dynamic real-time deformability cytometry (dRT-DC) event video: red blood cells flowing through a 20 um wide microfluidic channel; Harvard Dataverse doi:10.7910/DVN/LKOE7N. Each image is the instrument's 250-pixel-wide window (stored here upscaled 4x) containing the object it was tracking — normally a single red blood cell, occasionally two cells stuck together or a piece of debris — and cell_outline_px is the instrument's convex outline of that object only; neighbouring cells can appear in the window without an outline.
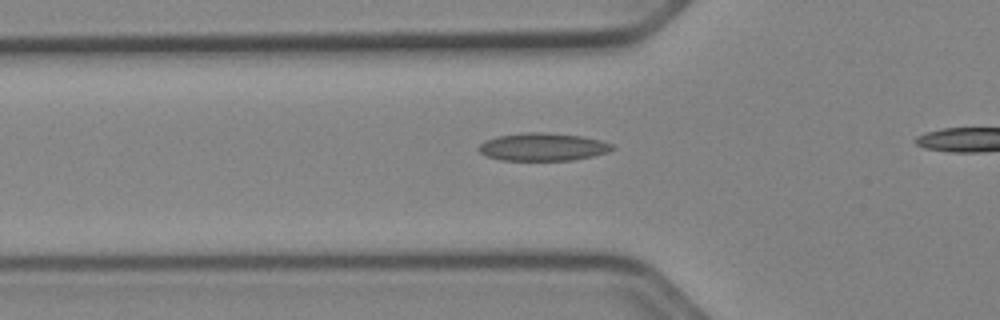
{"species": "Egyptian fruit bat (a non-hibernating species)", "species_latin": "Rousettus aegyptiacus", "temperature_condition": "cold", "stored_images_in_passage": 32, "camera_frame_rate_fps": 3000, "um_per_image_px": 0.085, "animal": {"sex": "female"}, "frame": {"image": 1, "passage_image": 6, "time_ms": 1.667, "image_size_px": [1000, 320], "cell_outline_px": [[616, 148], [608, 152], [592, 156], [572, 160], [500, 160], [484, 156], [476, 148], [484, 140], [496, 136], [524, 132], [544, 132], [584, 136], [600, 140], [612, 144]], "centroid_in_image_um": [46.11, 12.48], "position_along_channel_um": 79.7, "area_um2": 21.91}}
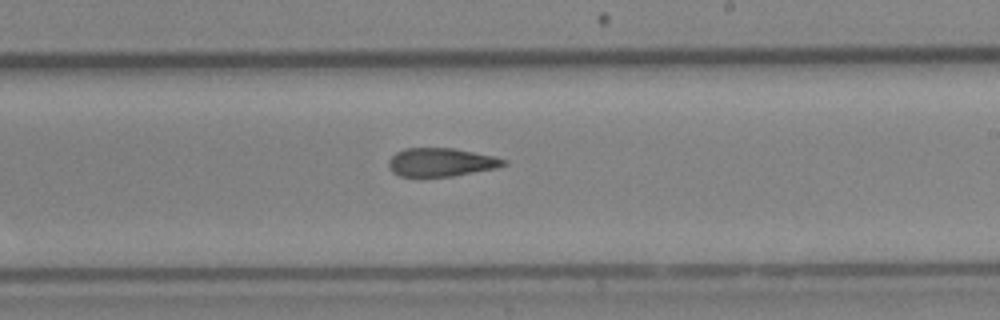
{"frame": {"image": 2, "passage_image": 19, "time_ms": 6.0, "image_size_px": [1000, 320], "cell_outline_px": [[508, 164], [496, 168], [452, 176], [400, 176], [392, 172], [388, 168], [388, 160], [396, 152], [404, 148], [456, 148], [492, 156], [508, 160]], "centroid_in_image_um": [37.48, 13.78], "position_along_channel_um": 251.5, "area_um2": 19.07}}
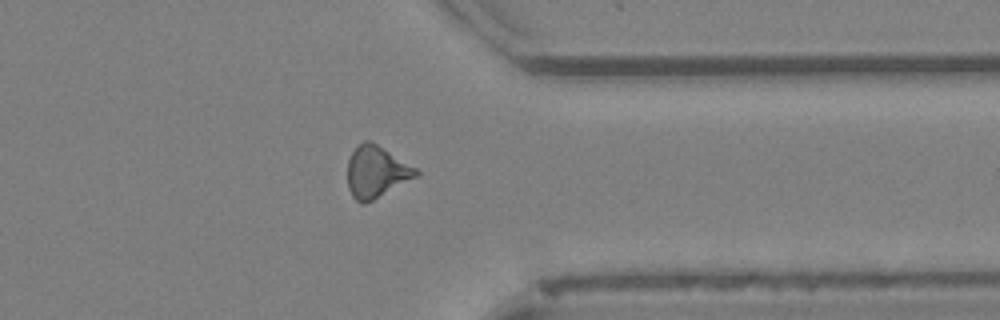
{"frame": {"image": 3, "passage_image": 29, "time_ms": 9.333, "image_size_px": [1000, 320], "cell_outline_px": [[420, 172], [416, 176], [372, 200], [364, 204], [360, 204], [352, 196], [348, 188], [348, 160], [352, 152], [364, 140], [372, 140], [416, 168]], "centroid_in_image_um": [31.95, 14.59], "position_along_channel_um": 379.4, "area_um2": 20.35}}